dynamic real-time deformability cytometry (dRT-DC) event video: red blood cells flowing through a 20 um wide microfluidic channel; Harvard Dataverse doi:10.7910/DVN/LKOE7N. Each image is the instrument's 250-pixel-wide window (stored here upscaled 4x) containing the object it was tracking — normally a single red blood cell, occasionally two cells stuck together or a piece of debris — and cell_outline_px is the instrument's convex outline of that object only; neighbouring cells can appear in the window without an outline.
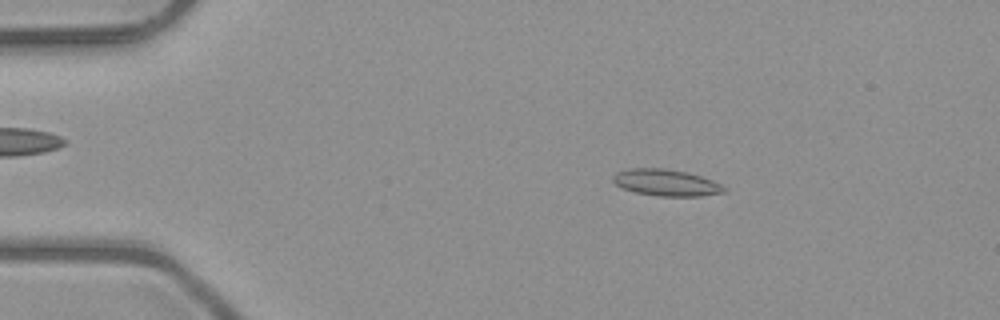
{"species": "common noctule bat (a hibernating species)", "species_latin": "Nyctalus noctula", "temperature_condition": "room temperature", "stored_images_in_passage": 44, "camera_frame_rate_fps": 3000, "um_per_image_px": 0.085, "animal": {"sex": "male", "body_mass_g": 23.1, "forearm_length_mm": 52.7}, "frame": {"image": 1, "passage_image": 2, "time_ms": 0.333, "image_size_px": [1000, 320], "cell_outline_px": [[728, 188], [724, 192], [700, 196], [660, 196], [636, 192], [624, 188], [616, 184], [612, 180], [612, 176], [616, 172], [628, 168], [664, 168], [688, 172], [712, 180]], "centroid_in_image_um": [56.62, 15.51], "position_along_channel_um": 28.4, "area_um2": 17.17}}
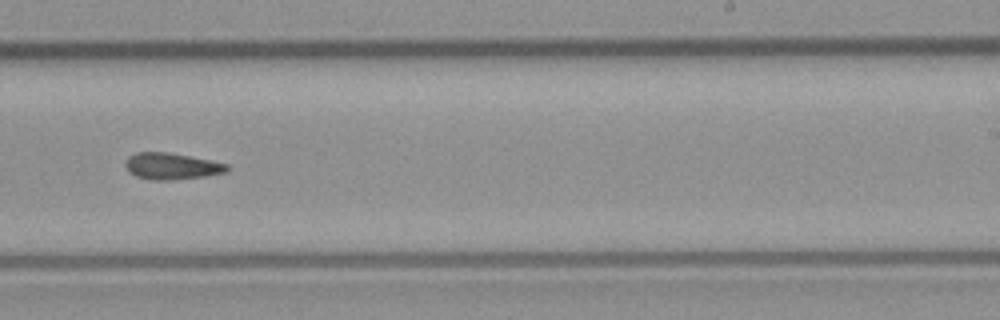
{"frame": {"image": 2, "passage_image": 25, "time_ms": 8.0, "image_size_px": [1000, 320], "cell_outline_px": [[232, 168], [228, 172], [204, 176], [168, 180], [152, 180], [136, 176], [128, 172], [124, 164], [128, 156], [136, 152], [168, 152], [212, 160], [228, 164]], "centroid_in_image_um": [14.61, 14.12], "position_along_channel_um": 274.4, "area_um2": 15.9}}
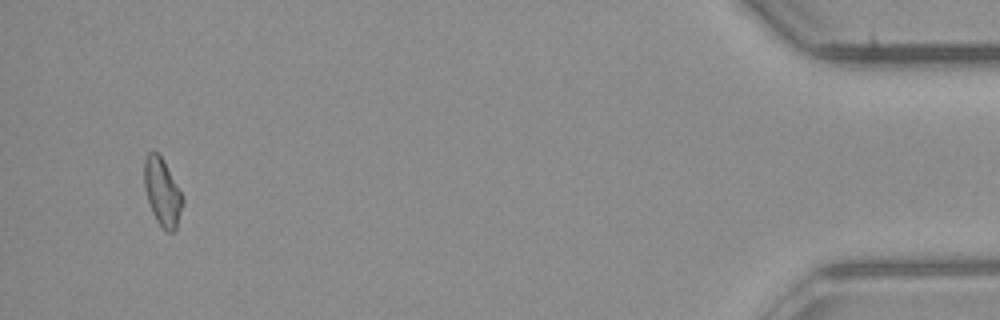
{"frame": {"image": 3, "passage_image": 42, "time_ms": 13.667, "image_size_px": [1000, 320], "cell_outline_px": [[184, 204], [176, 228], [172, 232], [168, 232], [156, 220], [152, 212], [144, 188], [144, 160], [148, 152], [156, 152], [160, 156], [180, 192], [184, 200]], "centroid_in_image_um": [13.78, 16.36], "position_along_channel_um": 421.4, "area_um2": 14.68}}